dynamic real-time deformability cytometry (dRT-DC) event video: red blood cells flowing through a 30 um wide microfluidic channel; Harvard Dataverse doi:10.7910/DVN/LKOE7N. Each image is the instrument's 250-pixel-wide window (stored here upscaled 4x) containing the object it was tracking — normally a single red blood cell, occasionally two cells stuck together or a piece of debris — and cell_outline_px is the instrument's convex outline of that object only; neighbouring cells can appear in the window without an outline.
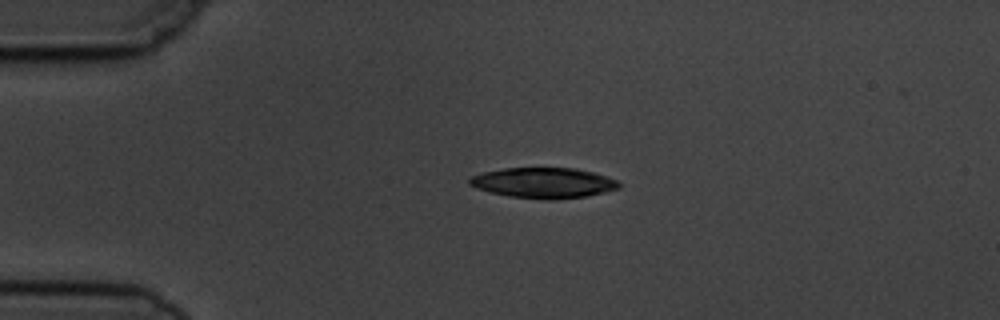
{"species": "common noctule bat (a hibernating species)", "species_latin": "Nyctalus noctula", "temperature_condition": "cold", "stored_images_in_passage": 5, "camera_frame_rate_fps": 3000, "um_per_image_px": 0.085, "animal": {"sex": "male", "body_mass_g": 19.5, "forearm_length_mm": 54.6}, "frame": {"image": 1, "passage_image": 3, "time_ms": 2.333, "image_size_px": [1000, 320], "cell_outline_px": [[620, 188], [588, 196], [552, 200], [548, 200], [512, 196], [492, 192], [476, 188], [468, 184], [468, 180], [472, 176], [484, 172], [504, 168], [576, 168], [592, 172], [616, 180], [620, 184]], "centroid_in_image_um": [46.21, 15.54], "position_along_channel_um": 38.8, "area_um2": 26.3}}
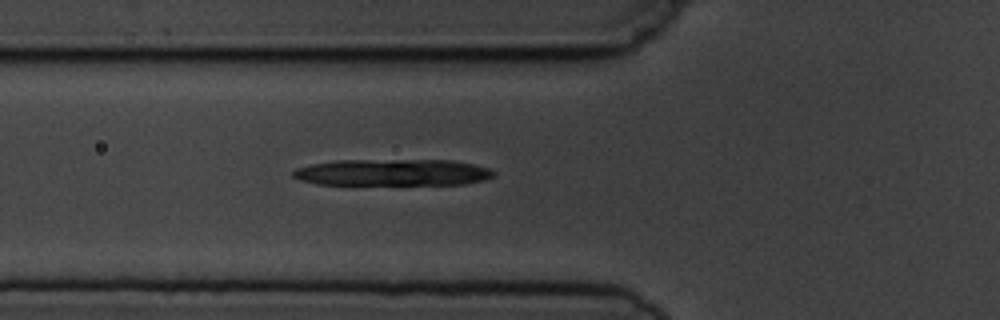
{"frame": {"image": 2, "passage_image": 5, "time_ms": 4.667, "image_size_px": [1000, 320], "cell_outline_px": [[496, 176], [484, 180], [464, 184], [316, 184], [300, 180], [292, 176], [292, 172], [296, 168], [312, 164], [336, 160], [452, 160], [472, 164], [488, 168], [496, 172]], "centroid_in_image_um": [33.38, 14.65], "position_along_channel_um": 92.4, "area_um2": 31.1}}